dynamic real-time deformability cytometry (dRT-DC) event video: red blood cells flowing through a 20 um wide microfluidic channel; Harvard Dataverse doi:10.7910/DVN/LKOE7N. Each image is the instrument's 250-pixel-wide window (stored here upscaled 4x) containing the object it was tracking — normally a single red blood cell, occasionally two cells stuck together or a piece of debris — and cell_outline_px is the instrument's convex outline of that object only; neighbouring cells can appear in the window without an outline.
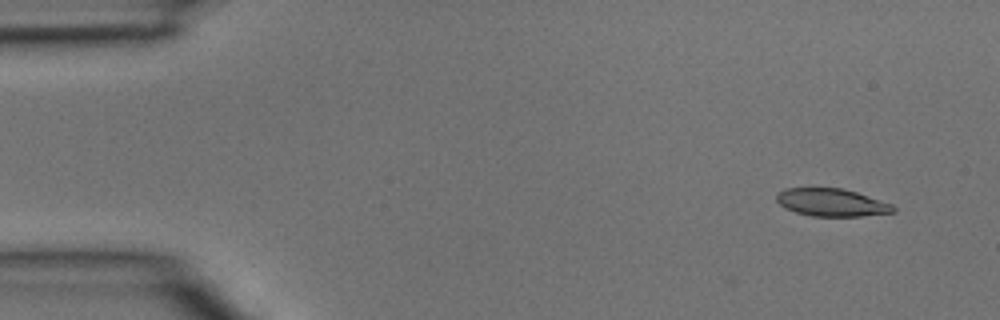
{"species": "common noctule bat (a hibernating species)", "species_latin": "Nyctalus noctula", "temperature_condition": "room temperature", "stored_images_in_passage": 3, "camera_frame_rate_fps": 3000, "um_per_image_px": 0.085, "animal": {"sex": "male", "body_mass_g": 15.6}, "frame": {"image": 1, "passage_image": 1, "time_ms": 0.0, "image_size_px": [1000, 320], "cell_outline_px": [[896, 212], [860, 216], [812, 216], [796, 212], [784, 208], [776, 200], [776, 192], [784, 188], [844, 188], [892, 204], [896, 208]], "centroid_in_image_um": [70.66, 17.2], "position_along_channel_um": 14.3, "area_um2": 18.9}}